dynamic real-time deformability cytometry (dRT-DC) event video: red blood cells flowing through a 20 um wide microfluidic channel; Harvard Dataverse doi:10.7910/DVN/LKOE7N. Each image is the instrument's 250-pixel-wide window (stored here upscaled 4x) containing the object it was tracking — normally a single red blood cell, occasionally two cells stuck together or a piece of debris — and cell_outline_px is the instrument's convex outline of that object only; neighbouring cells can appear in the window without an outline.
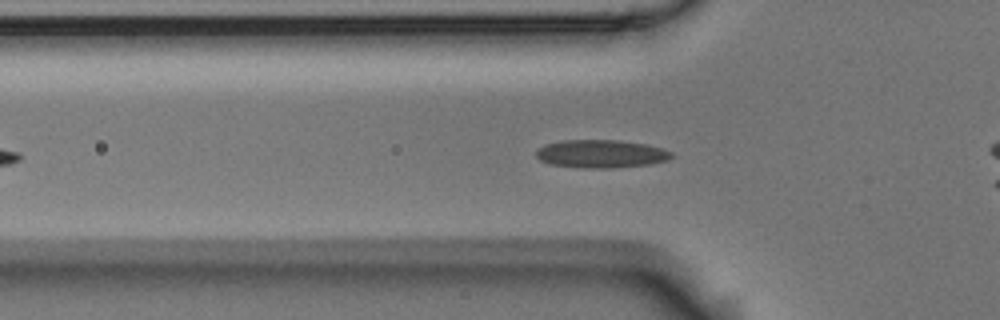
{"species": "Egyptian fruit bat (a non-hibernating species)", "species_latin": "Rousettus aegyptiacus", "temperature_condition": "room temperature", "stored_images_in_passage": 39, "camera_frame_rate_fps": 3000, "um_per_image_px": 0.085, "animal": {"sex": "male"}, "frame": {"image": 1, "passage_image": 9, "time_ms": 2.667, "image_size_px": [1000, 320], "cell_outline_px": [[676, 156], [668, 160], [648, 164], [612, 168], [584, 168], [548, 164], [540, 160], [536, 156], [536, 148], [544, 144], [564, 140], [620, 140], [648, 144], [664, 148], [672, 152]], "centroid_in_image_um": [51.1, 13.07], "position_along_channel_um": 74.7, "area_um2": 22.48}}
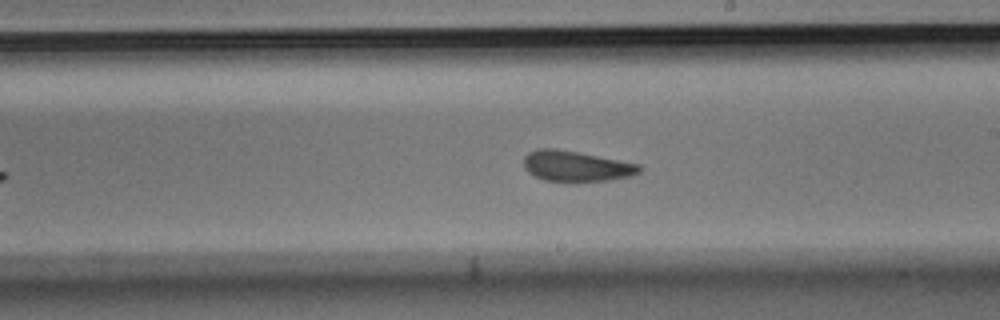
{"frame": {"image": 2, "passage_image": 23, "time_ms": 7.333, "image_size_px": [1000, 320], "cell_outline_px": [[644, 168], [640, 172], [632, 176], [608, 180], [576, 184], [568, 184], [544, 180], [528, 172], [524, 168], [524, 156], [528, 152], [536, 148], [556, 148], [640, 164]], "centroid_in_image_um": [48.97, 14.16], "position_along_channel_um": 240.0, "area_um2": 21.39}}
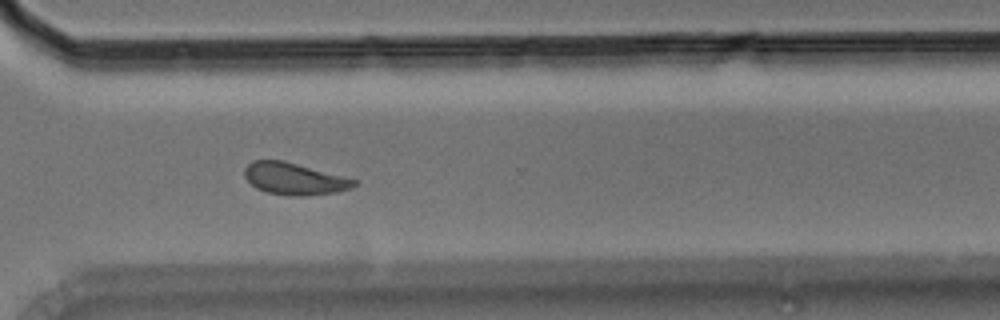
{"frame": {"image": 3, "passage_image": 32, "time_ms": 10.333, "image_size_px": [1000, 320], "cell_outline_px": [[360, 180], [352, 188], [336, 192], [304, 196], [288, 196], [268, 192], [256, 188], [244, 176], [244, 168], [252, 160], [284, 160]], "centroid_in_image_um": [25.04, 15.19], "position_along_channel_um": 345.6, "area_um2": 20.58}, "authors_computed_cell_mechanics": {"area_um2": 20.7502, "velocity_mm_per_s": 3.5249, "shape_relaxation_time_tau1_ms": 9.8851, "shape_relaxation_time_tau2_ms": 2.4565, "deformation_change_tau1": 0.1715, "deformation_change_tau2": 0.0878}}